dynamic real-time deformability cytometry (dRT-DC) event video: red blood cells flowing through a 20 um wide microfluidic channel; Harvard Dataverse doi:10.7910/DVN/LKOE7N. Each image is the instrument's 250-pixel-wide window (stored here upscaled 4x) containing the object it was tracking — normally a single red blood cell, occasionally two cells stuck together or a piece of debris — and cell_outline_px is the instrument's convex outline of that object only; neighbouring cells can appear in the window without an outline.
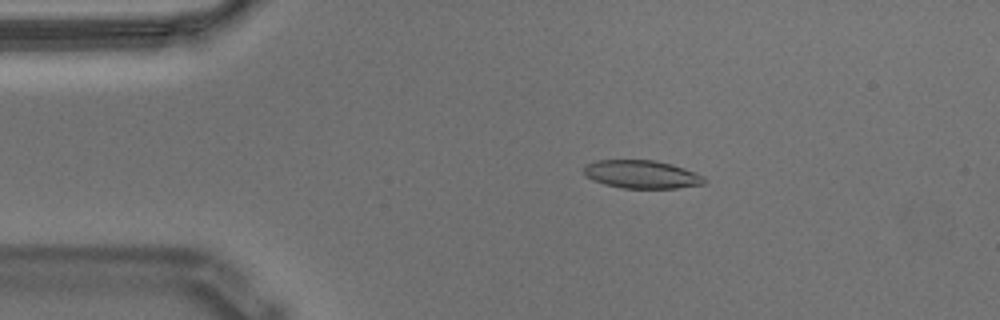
{"species": "Egyptian fruit bat (a non-hibernating species)", "species_latin": "Rousettus aegyptiacus", "temperature_condition": "warm", "stored_images_in_passage": 56, "segment_of_instrument_passage": [1, 2], "camera_frame_rate_fps": 3000, "um_per_image_px": 0.085, "animal": {"sex": "male"}, "frame": {"image": 1, "passage_image": 10, "time_ms": 3.0, "image_size_px": [1000, 320], "cell_outline_px": [[708, 180], [704, 184], [676, 188], [620, 188], [604, 184], [592, 180], [584, 176], [584, 164], [596, 160], [656, 160], [672, 164], [684, 168], [704, 176]], "centroid_in_image_um": [54.52, 14.82], "position_along_channel_um": 30.5, "area_um2": 20.0}}
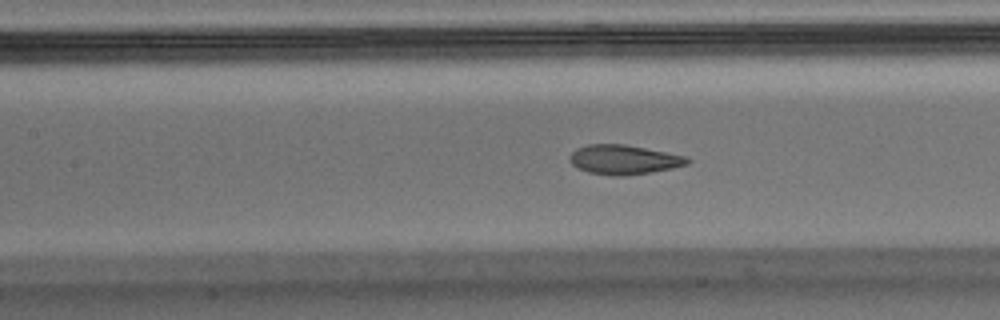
{"frame": {"image": 2, "passage_image": 24, "time_ms": 7.667, "image_size_px": [1000, 320], "cell_outline_px": [[692, 160], [688, 164], [672, 168], [652, 172], [620, 176], [612, 176], [588, 172], [572, 164], [568, 160], [572, 152], [576, 148], [588, 144], [624, 144], [688, 156]], "centroid_in_image_um": [53.05, 13.56], "position_along_channel_um": 154.4, "area_um2": 20.23}}
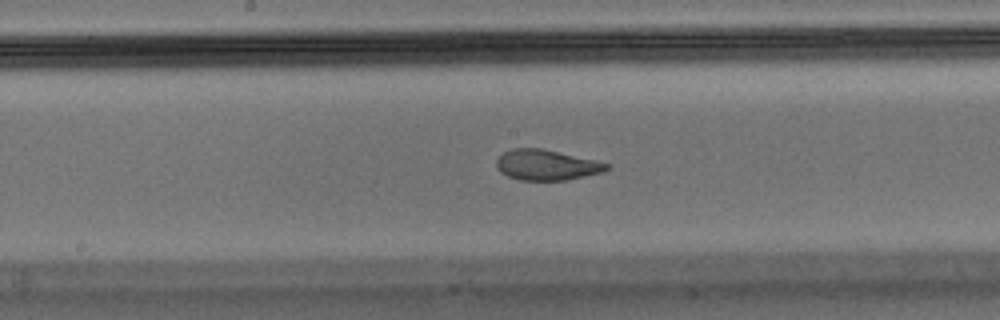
{"frame": {"image": 3, "passage_image": 28, "time_ms": 9.0, "image_size_px": [1000, 320], "cell_outline_px": [[612, 168], [604, 172], [568, 180], [520, 180], [508, 176], [500, 172], [496, 168], [496, 160], [504, 152], [512, 148], [544, 148], [596, 160], [612, 164]], "centroid_in_image_um": [46.51, 14.02], "position_along_channel_um": 201.7, "area_um2": 19.94}}